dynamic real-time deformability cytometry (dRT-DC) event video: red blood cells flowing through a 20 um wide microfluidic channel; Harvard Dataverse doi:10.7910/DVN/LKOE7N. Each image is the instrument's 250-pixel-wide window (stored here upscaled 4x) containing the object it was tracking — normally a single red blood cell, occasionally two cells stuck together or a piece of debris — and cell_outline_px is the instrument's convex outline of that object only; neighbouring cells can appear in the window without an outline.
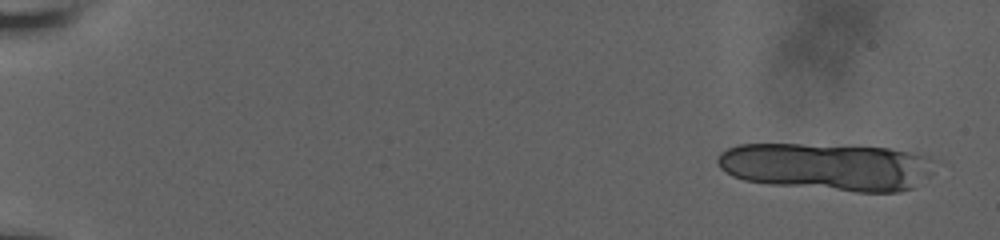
{"species": "human", "species_latin": "Homo sapiens", "temperature_condition": "room temperature", "stored_images_in_passage": 11, "segment_of_instrument_passage": [1, 2], "camera_frame_rate_fps": 3000, "um_per_image_px": 0.085, "donor": {"sex": "male"}, "frame": {"image": 1, "passage_image": 1, "time_ms": 0.0, "image_size_px": [1000, 240], "cell_outline_px": [[940, 160], [932, 172], [928, 176], [912, 188], [900, 192], [856, 192], [772, 184], [744, 180], [732, 176], [720, 168], [716, 160], [720, 152], [728, 148], [740, 144], [800, 144], [888, 148], [932, 156]], "centroid_in_image_um": [70.38, 14.17], "position_along_channel_um": 14.6, "area_um2": 60.63}}